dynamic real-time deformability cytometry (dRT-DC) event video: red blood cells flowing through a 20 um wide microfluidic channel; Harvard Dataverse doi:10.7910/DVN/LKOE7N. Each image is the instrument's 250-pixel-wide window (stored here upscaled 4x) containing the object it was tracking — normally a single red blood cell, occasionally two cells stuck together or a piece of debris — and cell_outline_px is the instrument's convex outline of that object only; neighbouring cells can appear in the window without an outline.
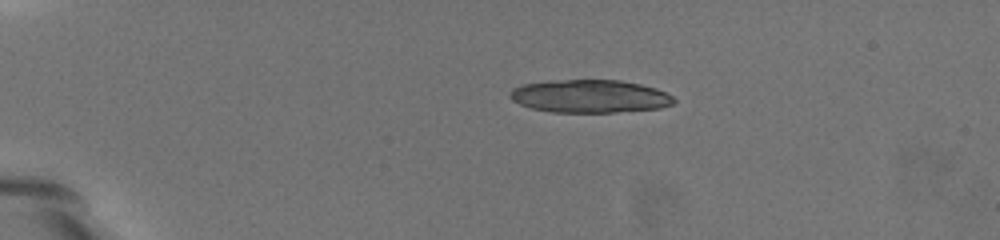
{"species": "common noctule bat (a hibernating species)", "species_latin": "Nyctalus noctula", "temperature_condition": "warm", "stored_images_in_passage": 6, "camera_frame_rate_fps": 3000, "um_per_image_px": 0.085, "animal": {"sex": "female", "body_mass_g": 19.5, "forearm_length_mm": 54.1}, "frame": {"image": 1, "passage_image": 3, "time_ms": 0.667, "image_size_px": [1000, 240], "cell_outline_px": [[268, 212], [256, 208], [248, 204], [192, 156], [184, 132], [180, 116], [196, 108], [220, 128], [256, 172], [264, 192]], "centroid_in_image_um": [18.9, 13.45], "position_along_channel_um": 66.1, "area_um2": 26.07}}